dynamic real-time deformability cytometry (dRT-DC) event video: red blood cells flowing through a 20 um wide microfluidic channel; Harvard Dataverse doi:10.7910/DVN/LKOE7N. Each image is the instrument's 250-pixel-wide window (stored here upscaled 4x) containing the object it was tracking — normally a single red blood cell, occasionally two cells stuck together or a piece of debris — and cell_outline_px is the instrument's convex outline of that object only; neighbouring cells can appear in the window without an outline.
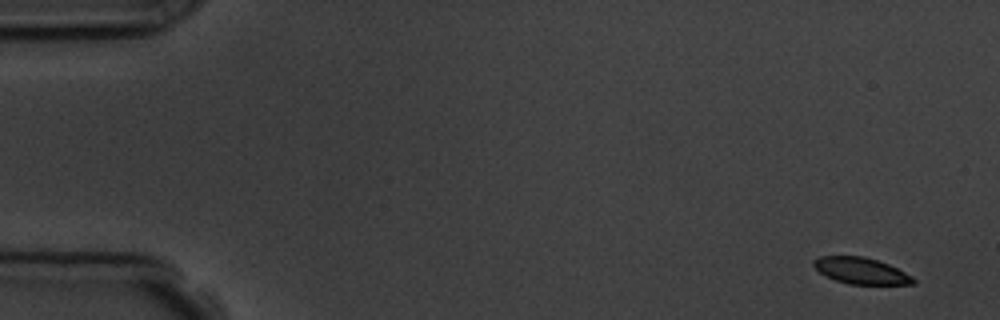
{"species": "common noctule bat (a hibernating species)", "species_latin": "Nyctalus noctula", "temperature_condition": "room temperature", "stored_images_in_passage": 6, "camera_frame_rate_fps": 3000, "um_per_image_px": 0.085, "animal": {"sex": "male", "body_mass_g": 19.5, "forearm_length_mm": 54.6}, "frame": {"image": 1, "passage_image": 1, "time_ms": 0.0, "image_size_px": [1000, 320], "cell_outline_px": [[916, 284], [848, 284], [836, 280], [820, 272], [812, 264], [812, 260], [820, 256], [864, 256], [888, 264], [912, 276], [916, 280]], "centroid_in_image_um": [73.19, 23.01], "position_along_channel_um": 11.8, "area_um2": 15.14}}